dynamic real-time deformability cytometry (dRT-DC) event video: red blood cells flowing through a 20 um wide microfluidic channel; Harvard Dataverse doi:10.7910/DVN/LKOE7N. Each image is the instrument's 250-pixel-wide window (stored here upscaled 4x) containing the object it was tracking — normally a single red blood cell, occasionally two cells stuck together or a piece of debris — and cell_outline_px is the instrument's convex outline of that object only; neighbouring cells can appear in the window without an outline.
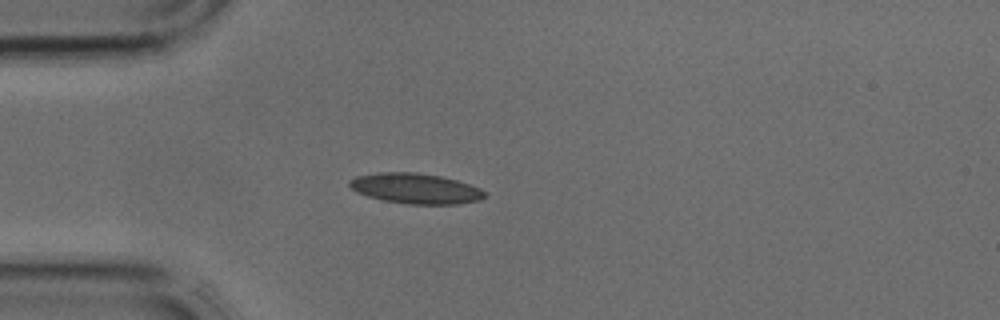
{"species": "common noctule bat (a hibernating species)", "species_latin": "Nyctalus noctula", "temperature_condition": "cold", "stored_images_in_passage": 3, "camera_frame_rate_fps": 3000, "um_per_image_px": 0.085, "animal": {"sex": "male", "body_mass_g": 17.9, "forearm_length_mm": 54.2}, "frame": {"image": 1, "passage_image": 3, "time_ms": 0.667, "image_size_px": [1000, 320], "cell_outline_px": [[484, 196], [480, 200], [460, 204], [408, 204], [384, 200], [368, 196], [356, 192], [348, 184], [348, 180], [356, 176], [380, 172], [416, 172], [440, 176], [456, 180], [480, 188], [484, 192]], "centroid_in_image_um": [35.3, 16.02], "position_along_channel_um": 49.7, "area_um2": 23.81}}